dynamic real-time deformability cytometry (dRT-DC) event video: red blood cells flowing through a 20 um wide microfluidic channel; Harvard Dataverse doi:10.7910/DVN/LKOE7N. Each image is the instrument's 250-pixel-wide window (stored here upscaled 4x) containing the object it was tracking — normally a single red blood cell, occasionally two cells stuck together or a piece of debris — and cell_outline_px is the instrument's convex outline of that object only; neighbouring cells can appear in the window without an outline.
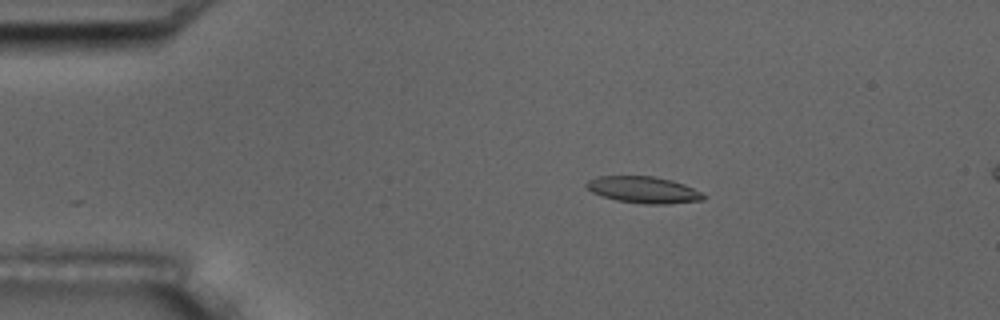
{"species": "common noctule bat (a hibernating species)", "species_latin": "Nyctalus noctula", "temperature_condition": "room temperature", "stored_images_in_passage": 5, "camera_frame_rate_fps": 3000, "um_per_image_px": 0.085, "animal": {"sex": "male", "body_mass_g": 17.5, "forearm_length_mm": 52.3}, "frame": {"image": 1, "passage_image": 3, "time_ms": 3.0, "image_size_px": [1000, 320], "cell_outline_px": [[704, 200], [668, 204], [644, 204], [616, 200], [592, 192], [584, 184], [588, 180], [596, 176], [652, 176], [672, 180], [684, 184], [700, 192], [704, 196]], "centroid_in_image_um": [54.68, 16.13], "position_along_channel_um": 30.3, "area_um2": 18.03}}